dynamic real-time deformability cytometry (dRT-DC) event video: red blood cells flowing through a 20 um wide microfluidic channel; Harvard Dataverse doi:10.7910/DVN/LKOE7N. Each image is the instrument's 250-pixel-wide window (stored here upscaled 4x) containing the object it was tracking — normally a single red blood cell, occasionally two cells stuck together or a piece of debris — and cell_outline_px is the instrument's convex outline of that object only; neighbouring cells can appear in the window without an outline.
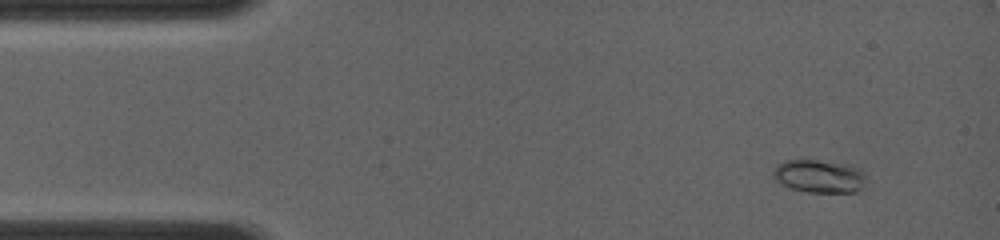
{"species": "common noctule bat (a hibernating species)", "species_latin": "Nyctalus noctula", "temperature_condition": "room temperature", "stored_images_in_passage": 5, "camera_frame_rate_fps": 4000, "um_per_image_px": 0.085, "animal": {"sex": "female", "body_mass_g": 19.0, "forearm_length_mm": 56.7}, "frame": {"image": 1, "passage_image": 2, "time_ms": 0.75, "image_size_px": [1000, 240], "cell_outline_px": [[864, 176], [860, 188], [856, 192], [808, 192], [788, 188], [780, 184], [772, 176], [772, 172], [776, 164], [784, 160], [816, 160], [848, 164], [860, 168], [864, 172]], "centroid_in_image_um": [69.56, 14.97], "position_along_channel_um": 15.4, "area_um2": 17.98}}